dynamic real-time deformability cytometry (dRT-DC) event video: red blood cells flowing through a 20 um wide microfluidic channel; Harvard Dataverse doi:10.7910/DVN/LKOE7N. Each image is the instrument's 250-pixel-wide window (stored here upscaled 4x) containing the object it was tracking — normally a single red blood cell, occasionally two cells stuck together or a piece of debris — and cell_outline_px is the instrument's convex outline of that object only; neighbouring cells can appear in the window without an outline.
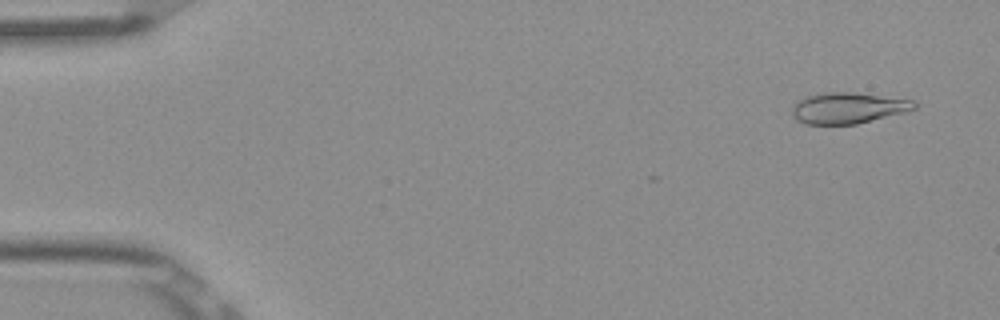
{"species": "Egyptian fruit bat (a non-hibernating species)", "species_latin": "Rousettus aegyptiacus", "temperature_condition": "room temperature", "stored_images_in_passage": 7, "camera_frame_rate_fps": 3000, "um_per_image_px": 0.085, "frame": {"image": 1, "passage_image": 3, "time_ms": 0.667, "image_size_px": [1000, 320], "cell_outline_px": [[916, 108], [904, 112], [856, 124], [804, 124], [796, 120], [792, 116], [792, 108], [800, 100], [808, 96], [828, 92], [848, 92], [916, 100]], "centroid_in_image_um": [72.08, 9.19], "position_along_channel_um": 12.9, "area_um2": 21.79}}